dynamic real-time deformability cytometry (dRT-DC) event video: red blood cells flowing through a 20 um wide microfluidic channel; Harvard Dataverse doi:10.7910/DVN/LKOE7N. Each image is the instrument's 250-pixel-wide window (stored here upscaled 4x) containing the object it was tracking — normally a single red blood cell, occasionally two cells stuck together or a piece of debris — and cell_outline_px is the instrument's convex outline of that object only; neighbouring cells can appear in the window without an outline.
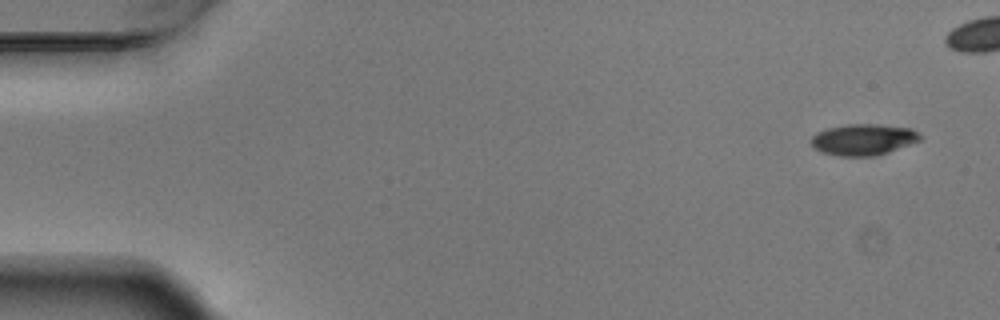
{"species": "Egyptian fruit bat (a non-hibernating species)", "species_latin": "Rousettus aegyptiacus", "temperature_condition": "warm", "stored_images_in_passage": 4, "camera_frame_rate_fps": 3000, "um_per_image_px": 0.085, "animal": {"sex": "male"}, "frame": {"image": 1, "passage_image": 1, "time_ms": 0.0, "image_size_px": [1000, 320], "cell_outline_px": [[924, 136], [920, 140], [888, 152], [876, 156], [840, 156], [820, 152], [808, 140], [816, 132], [828, 128], [848, 124], [876, 124], [912, 128], [920, 132]], "centroid_in_image_um": [73.39, 11.86], "position_along_channel_um": 11.6, "area_um2": 20.0}}